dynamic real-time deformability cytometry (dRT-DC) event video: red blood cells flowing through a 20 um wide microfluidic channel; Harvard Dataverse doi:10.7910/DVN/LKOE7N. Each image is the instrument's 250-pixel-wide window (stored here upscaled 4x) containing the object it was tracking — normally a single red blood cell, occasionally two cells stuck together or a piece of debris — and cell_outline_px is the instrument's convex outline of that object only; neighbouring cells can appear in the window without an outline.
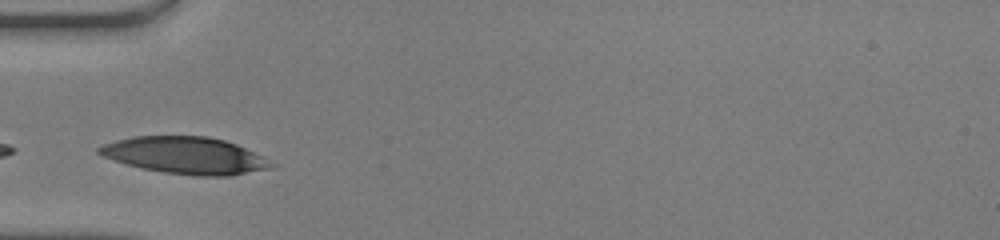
{"species": "human", "species_latin": "Homo sapiens", "temperature_condition": "warm", "stored_images_in_passage": 25, "camera_frame_rate_fps": 3000, "um_per_image_px": 0.085, "donor": {"sex": "male"}, "frame": {"image": 1, "passage_image": 1, "time_ms": 0.0, "image_size_px": [1000, 240], "cell_outline_px": [[248, 168], [236, 172], [180, 172], [156, 168], [136, 164], [124, 160], [120, 144], [128, 140], [148, 136], [192, 136], [220, 140], [232, 144], [240, 148]], "centroid_in_image_um": [15.67, 13.1], "position_along_channel_um": 69.3, "area_um2": 27.05}}
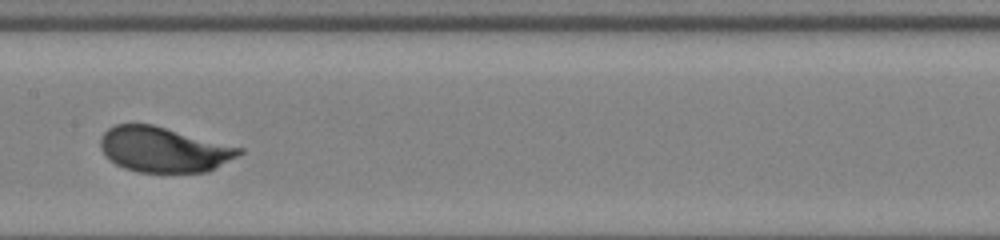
{"frame": {"image": 2, "passage_image": 10, "time_ms": 3.0, "image_size_px": [1000, 240], "cell_outline_px": [[236, 152], [208, 168], [184, 172], [156, 172], [136, 168], [124, 164], [116, 160], [108, 152], [108, 132], [124, 124], [140, 124], [156, 128]], "centroid_in_image_um": [13.74, 12.74], "position_along_channel_um": 193.7, "area_um2": 29.36}}
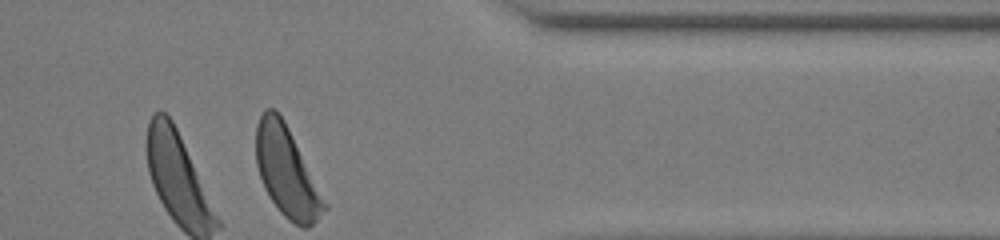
{"frame": {"image": 3, "passage_image": 25, "time_ms": 8.0, "image_size_px": [1000, 240], "cell_outline_px": [[312, 200], [308, 224], [300, 224], [292, 220], [276, 204], [268, 192], [260, 172], [256, 152], [256, 136], [260, 120], [264, 116], [276, 112], [280, 116], [288, 132], [312, 192]], "centroid_in_image_um": [24.03, 14.39], "position_along_channel_um": 387.4, "area_um2": 27.51}}